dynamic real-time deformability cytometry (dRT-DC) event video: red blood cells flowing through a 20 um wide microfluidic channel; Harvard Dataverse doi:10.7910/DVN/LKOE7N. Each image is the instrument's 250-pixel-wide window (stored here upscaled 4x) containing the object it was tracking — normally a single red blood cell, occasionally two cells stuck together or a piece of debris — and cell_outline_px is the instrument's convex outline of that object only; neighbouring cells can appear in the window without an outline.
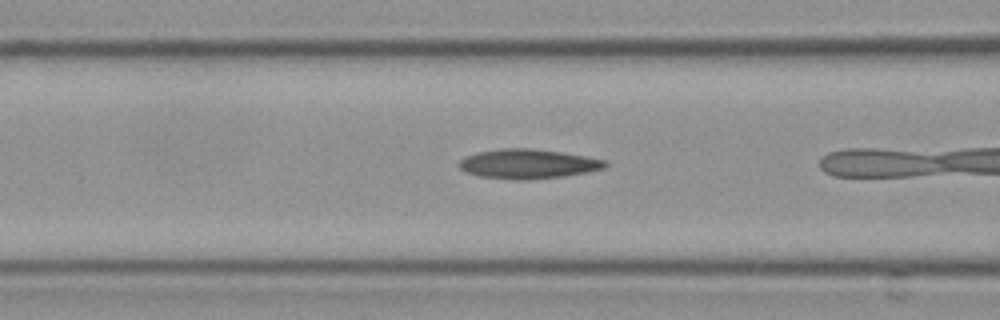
{"species": "Egyptian fruit bat (a non-hibernating species)", "species_latin": "Rousettus aegyptiacus", "temperature_condition": "cold", "stored_images_in_passage": 7, "camera_frame_rate_fps": 3000, "um_per_image_px": 0.085, "frame": {"image": 1, "passage_image": 6, "time_ms": 1.667, "image_size_px": [1000, 320], "cell_outline_px": [[608, 164], [604, 168], [588, 172], [564, 176], [528, 180], [516, 180], [480, 176], [464, 172], [456, 164], [464, 156], [476, 152], [504, 148], [528, 148], [560, 152], [608, 160]], "centroid_in_image_um": [44.85, 13.93], "position_along_channel_um": 121.8, "area_um2": 25.26}}